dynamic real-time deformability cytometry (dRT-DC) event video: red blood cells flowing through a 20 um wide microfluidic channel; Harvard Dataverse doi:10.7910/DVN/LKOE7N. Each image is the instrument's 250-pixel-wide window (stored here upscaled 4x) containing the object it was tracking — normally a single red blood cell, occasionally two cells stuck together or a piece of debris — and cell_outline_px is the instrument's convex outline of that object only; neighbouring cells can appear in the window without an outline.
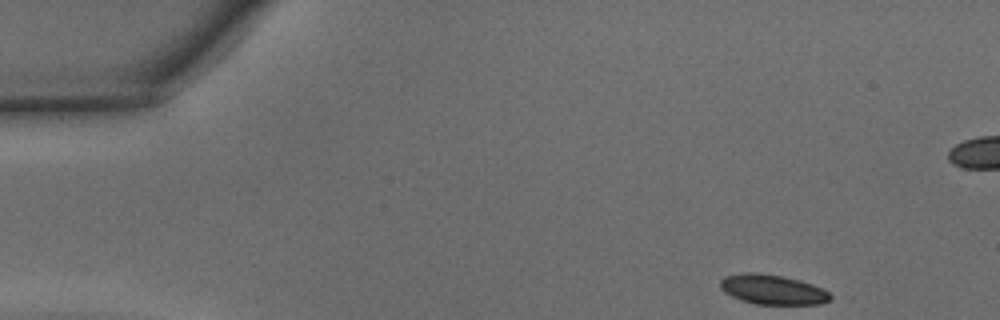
{"species": "common noctule bat (a hibernating species)", "species_latin": "Nyctalus noctula", "temperature_condition": "warm", "stored_images_in_passage": 33, "camera_frame_rate_fps": 3000, "um_per_image_px": 0.085, "animal": {"sex": "male", "body_mass_g": 15.6}, "frame": {"image": 1, "passage_image": 1, "time_ms": 0.0, "image_size_px": [1000, 320], "cell_outline_px": [[832, 296], [828, 300], [820, 304], [756, 304], [740, 300], [724, 292], [720, 288], [720, 280], [724, 276], [744, 272], [756, 272], [780, 276], [800, 280], [812, 284], [828, 292]], "centroid_in_image_um": [65.62, 24.61], "position_along_channel_um": 19.4, "area_um2": 19.02}}
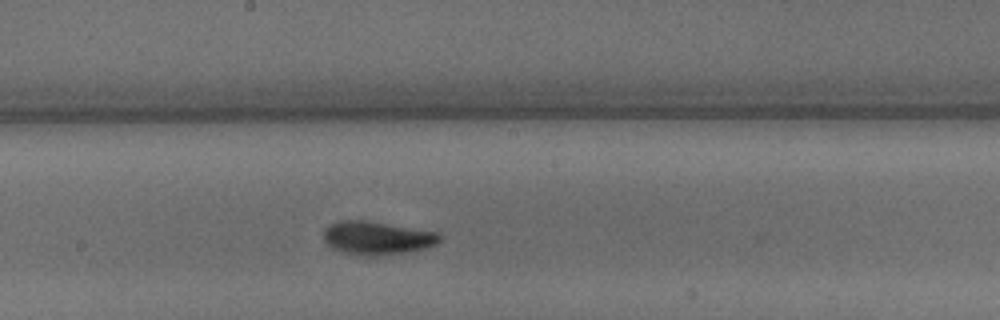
{"frame": {"image": 2, "passage_image": 21, "time_ms": 6.667, "image_size_px": [1000, 320], "cell_outline_px": [[440, 240], [436, 244], [424, 248], [404, 252], [376, 256], [360, 256], [340, 252], [332, 248], [324, 240], [324, 228], [328, 224], [340, 220], [364, 220], [440, 232]], "centroid_in_image_um": [32.01, 20.22], "position_along_channel_um": 216.2, "area_um2": 22.66}}
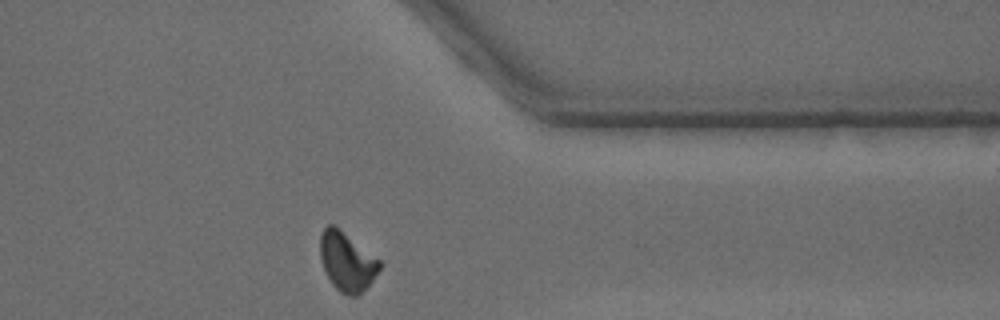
{"frame": {"image": 3, "passage_image": 33, "time_ms": 10.667, "image_size_px": [1000, 320], "cell_outline_px": [[384, 264], [372, 280], [356, 296], [348, 296], [340, 292], [332, 284], [324, 272], [320, 256], [320, 236], [324, 228], [328, 224], [332, 224], [380, 260]], "centroid_in_image_um": [29.47, 22.25], "position_along_channel_um": 381.9, "area_um2": 20.11}, "authors_computed_cell_mechanics": {"area_um2": 20.9814, "velocity_mm_per_s": 4.369, "shape_relaxation_time_tau1_ms": 1.9733, "shape_relaxation_time_tau2_ms": 2.8937, "deformation_change_tau1": 0.1038, "deformation_change_tau2": 0.0848}}